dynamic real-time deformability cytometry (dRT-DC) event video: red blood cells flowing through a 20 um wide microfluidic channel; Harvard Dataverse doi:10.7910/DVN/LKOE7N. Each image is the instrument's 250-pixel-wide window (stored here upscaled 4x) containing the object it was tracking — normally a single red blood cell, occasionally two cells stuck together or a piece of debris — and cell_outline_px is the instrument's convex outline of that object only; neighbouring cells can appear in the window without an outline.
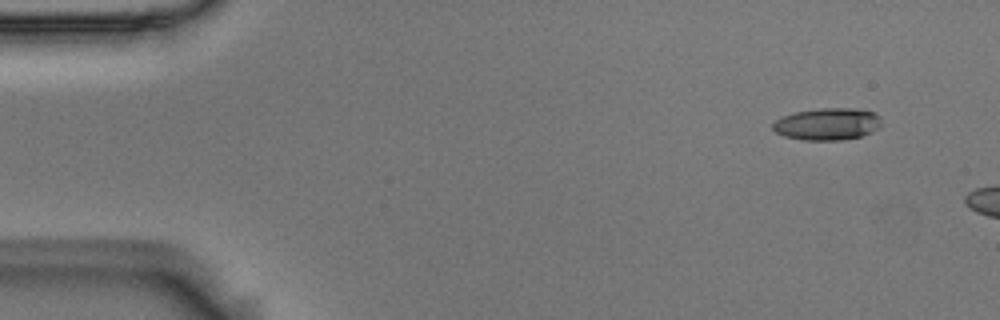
{"species": "Egyptian fruit bat (a non-hibernating species)", "species_latin": "Rousettus aegyptiacus", "temperature_condition": "room temperature", "stored_images_in_passage": 4, "segment_of_instrument_passage": [2, 2], "camera_frame_rate_fps": 3000, "um_per_image_px": 0.085, "animal": {"sex": "male"}, "frame": {"image": 1, "passage_image": 4, "time_ms": 1.0, "image_size_px": [1000, 320], "cell_outline_px": [[880, 128], [872, 132], [860, 136], [844, 140], [804, 140], [784, 136], [776, 132], [772, 128], [772, 124], [776, 120], [784, 116], [796, 112], [820, 108], [856, 108], [876, 112], [880, 116]], "centroid_in_image_um": [70.37, 10.54], "position_along_channel_um": 14.6, "area_um2": 20.4}}